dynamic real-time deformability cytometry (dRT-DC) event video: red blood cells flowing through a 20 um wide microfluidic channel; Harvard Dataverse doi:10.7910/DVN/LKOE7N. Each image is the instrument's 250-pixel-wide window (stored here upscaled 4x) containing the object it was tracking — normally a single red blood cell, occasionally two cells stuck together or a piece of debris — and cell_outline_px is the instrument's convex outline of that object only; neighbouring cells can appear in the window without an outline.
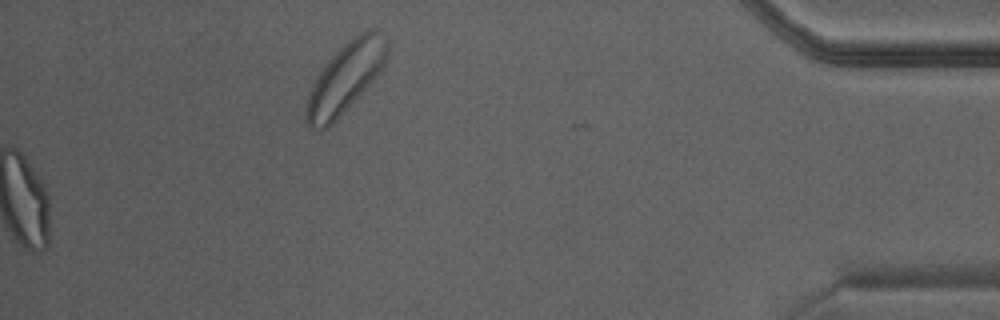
{"species": "Egyptian fruit bat (a non-hibernating species)", "species_latin": "Rousettus aegyptiacus", "temperature_condition": "warm", "stored_images_in_passage": 25, "camera_frame_rate_fps": 3000, "um_per_image_px": 0.085, "animal": {"sex": "male"}, "frame": {"image": 1, "passage_image": 25, "time_ms": 8.0, "image_size_px": [1000, 320], "cell_outline_px": [[388, 60], [376, 76], [336, 120], [328, 128], [320, 132], [308, 128], [304, 116], [308, 96], [312, 84], [320, 68], [348, 40], [368, 28], [376, 28], [388, 40]], "centroid_in_image_um": [29.34, 6.62], "position_along_channel_um": 405.9, "area_um2": 33.23}}